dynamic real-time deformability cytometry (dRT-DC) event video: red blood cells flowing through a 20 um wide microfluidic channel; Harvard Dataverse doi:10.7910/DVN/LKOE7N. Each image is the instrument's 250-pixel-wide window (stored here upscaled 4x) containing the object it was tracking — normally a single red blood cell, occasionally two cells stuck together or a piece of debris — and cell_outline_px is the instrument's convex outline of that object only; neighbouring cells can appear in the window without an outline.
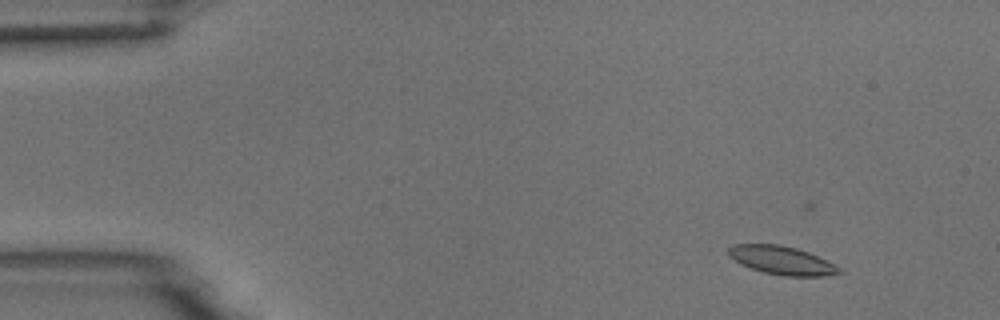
{"species": "common noctule bat (a hibernating species)", "species_latin": "Nyctalus noctula", "temperature_condition": "room temperature", "stored_images_in_passage": 5, "camera_frame_rate_fps": 3000, "um_per_image_px": 0.085, "animal": {"sex": "male", "body_mass_g": 18.8}, "frame": {"image": 1, "passage_image": 2, "time_ms": 0.333, "image_size_px": [1000, 320], "cell_outline_px": [[844, 272], [824, 276], [784, 276], [764, 272], [740, 264], [728, 256], [728, 248], [732, 244], [780, 244], [796, 248], [808, 252], [840, 268]], "centroid_in_image_um": [66.41, 22.12], "position_along_channel_um": 18.6, "area_um2": 18.21}}
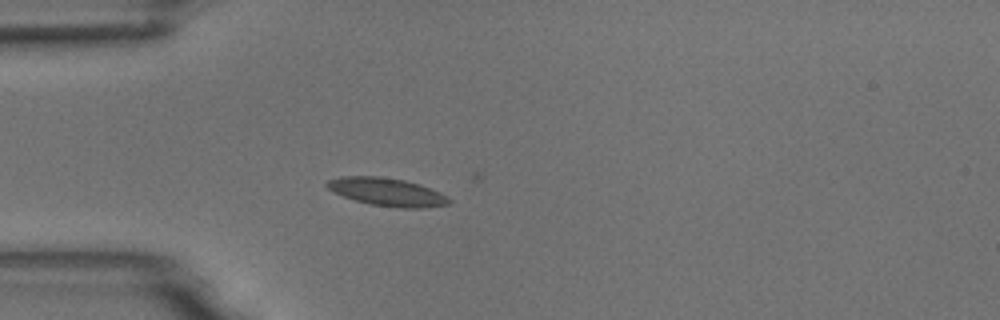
{"frame": {"image": 2, "passage_image": 4, "time_ms": 1.0, "image_size_px": [1000, 320], "cell_outline_px": [[452, 200], [448, 204], [420, 208], [400, 208], [372, 204], [356, 200], [344, 196], [328, 188], [324, 184], [328, 180], [340, 176], [380, 176], [404, 180], [420, 184], [440, 192]], "centroid_in_image_um": [32.91, 16.3], "position_along_channel_um": 52.1, "area_um2": 19.71}}